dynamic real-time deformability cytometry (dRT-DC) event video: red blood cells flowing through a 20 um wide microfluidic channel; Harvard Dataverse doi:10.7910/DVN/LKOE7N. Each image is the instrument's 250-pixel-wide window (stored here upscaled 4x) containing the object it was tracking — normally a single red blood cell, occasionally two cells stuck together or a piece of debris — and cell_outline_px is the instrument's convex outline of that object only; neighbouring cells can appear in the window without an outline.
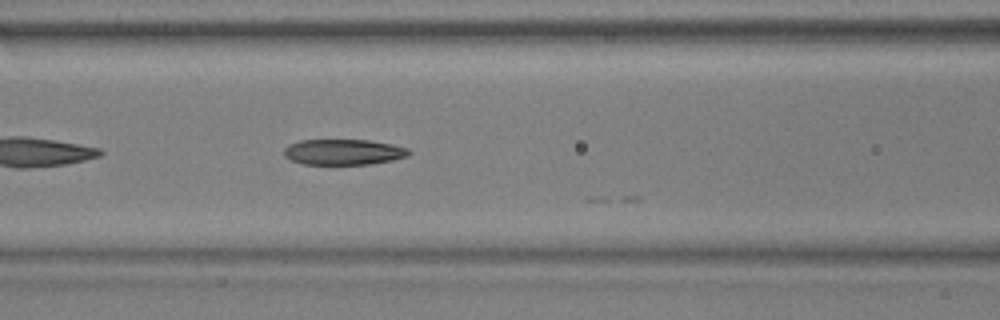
{"species": "common noctule bat (a hibernating species)", "species_latin": "Nyctalus noctula", "temperature_condition": "warm", "stored_images_in_passage": 10, "camera_frame_rate_fps": 3000, "um_per_image_px": 0.085, "animal": {"sex": "male", "body_mass_g": 17.9, "forearm_length_mm": 54.2}, "frame": {"image": 1, "passage_image": 8, "time_ms": 2.333, "image_size_px": [1000, 320], "cell_outline_px": [[412, 152], [408, 156], [392, 160], [368, 164], [304, 164], [292, 160], [284, 156], [284, 148], [288, 144], [300, 140], [368, 140], [392, 144], [408, 148]], "centroid_in_image_um": [29.2, 12.91], "position_along_channel_um": 137.4, "area_um2": 18.67}}